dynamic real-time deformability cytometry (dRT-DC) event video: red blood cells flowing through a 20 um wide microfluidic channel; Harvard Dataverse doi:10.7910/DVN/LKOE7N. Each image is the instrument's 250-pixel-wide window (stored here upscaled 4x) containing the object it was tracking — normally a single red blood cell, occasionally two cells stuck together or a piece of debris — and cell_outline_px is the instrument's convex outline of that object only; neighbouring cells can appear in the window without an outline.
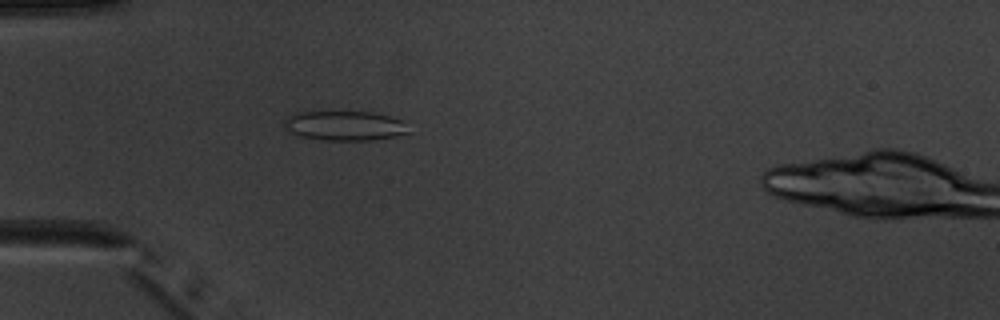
{"species": "common noctule bat (a hibernating species)", "species_latin": "Nyctalus noctula", "temperature_condition": "warm", "stored_images_in_passage": 5, "camera_frame_rate_fps": 3000, "um_per_image_px": 0.085, "animal": {"sex": "male", "body_mass_g": 20.1, "forearm_length_mm": 53.5}, "frame": {"image": 1, "passage_image": 4, "time_ms": 4.333, "image_size_px": [1000, 320], "cell_outline_px": [[408, 132], [392, 136], [372, 140], [324, 140], [300, 136], [292, 132], [284, 124], [284, 120], [288, 116], [296, 112], [372, 112], [388, 116], [400, 120]], "centroid_in_image_um": [29.24, 10.68], "position_along_channel_um": 55.8, "area_um2": 20.87}}